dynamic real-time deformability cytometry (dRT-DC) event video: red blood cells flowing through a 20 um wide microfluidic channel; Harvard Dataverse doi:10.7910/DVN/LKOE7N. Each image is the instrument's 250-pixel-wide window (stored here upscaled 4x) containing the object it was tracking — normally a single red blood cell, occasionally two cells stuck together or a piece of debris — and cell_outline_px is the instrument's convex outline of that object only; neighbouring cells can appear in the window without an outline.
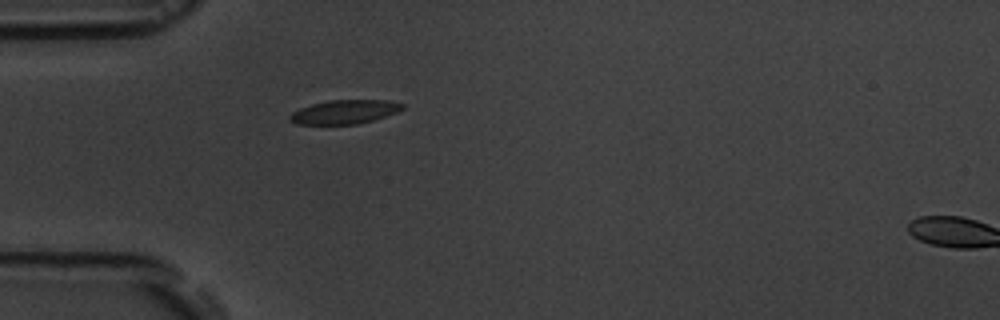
{"species": "common noctule bat (a hibernating species)", "species_latin": "Nyctalus noctula", "temperature_condition": "room temperature", "stored_images_in_passage": 2, "segment_of_instrument_passage": [1, 2], "camera_frame_rate_fps": 3000, "um_per_image_px": 0.085, "animal": {"sex": "male", "body_mass_g": 19.5, "forearm_length_mm": 54.6}, "frame": {"image": 1, "passage_image": 1, "time_ms": 0.0, "image_size_px": [1000, 320], "cell_outline_px": [[404, 108], [396, 112], [372, 120], [356, 124], [296, 124], [288, 120], [288, 116], [292, 112], [300, 108], [312, 104], [328, 100], [388, 100], [404, 104]], "centroid_in_image_um": [29.24, 9.5], "position_along_channel_um": 55.8, "area_um2": 15.61}}